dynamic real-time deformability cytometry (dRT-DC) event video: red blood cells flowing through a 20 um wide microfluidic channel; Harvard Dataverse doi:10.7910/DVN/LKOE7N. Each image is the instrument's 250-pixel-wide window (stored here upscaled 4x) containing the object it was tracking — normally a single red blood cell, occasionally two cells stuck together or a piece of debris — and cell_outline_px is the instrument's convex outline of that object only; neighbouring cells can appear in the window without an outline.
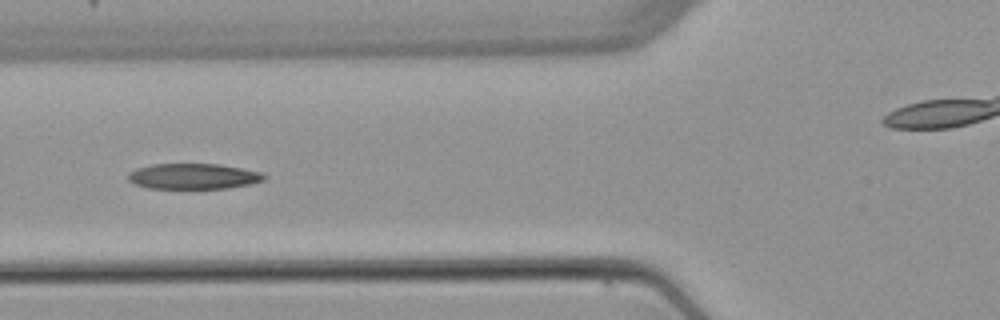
{"species": "common noctule bat (a hibernating species)", "species_latin": "Nyctalus noctula", "temperature_condition": "warm", "stored_images_in_passage": 6, "camera_frame_rate_fps": 3000, "um_per_image_px": 0.085, "animal": {"sex": "female", "body_mass_g": 22.7, "forearm_length_mm": 54.2}, "frame": {"image": 1, "passage_image": 4, "time_ms": 3.667, "image_size_px": [1000, 320], "cell_outline_px": [[268, 176], [264, 180], [252, 184], [228, 188], [148, 188], [136, 184], [128, 180], [128, 172], [136, 168], [152, 164], [220, 164], [260, 172]], "centroid_in_image_um": [16.44, 14.98], "position_along_channel_um": 109.4, "area_um2": 20.29}}
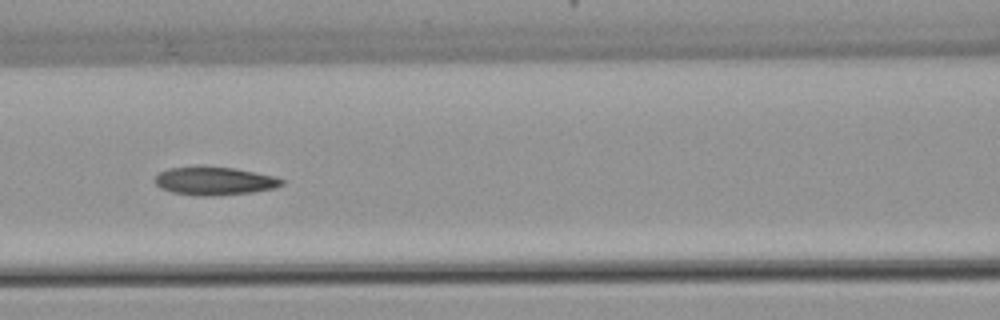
{"frame": {"image": 2, "passage_image": 5, "time_ms": 4.667, "image_size_px": [1000, 320], "cell_outline_px": [[284, 184], [276, 188], [252, 192], [208, 196], [196, 196], [172, 192], [160, 188], [156, 184], [156, 176], [160, 172], [168, 168], [236, 168], [276, 176], [284, 180]], "centroid_in_image_um": [18.29, 15.41], "position_along_channel_um": 148.3, "area_um2": 20.46}}
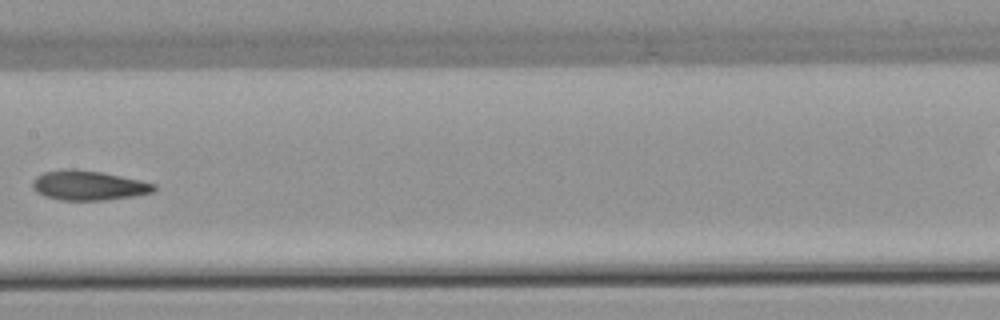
{"frame": {"image": 3, "passage_image": 6, "time_ms": 6.0, "image_size_px": [1000, 320], "cell_outline_px": [[156, 188], [152, 192], [132, 196], [104, 200], [60, 200], [44, 196], [36, 192], [32, 188], [32, 180], [36, 176], [44, 172], [68, 168], [72, 168], [100, 172], [140, 180], [156, 184]], "centroid_in_image_um": [7.47, 15.76], "position_along_channel_um": 199.9, "area_um2": 20.92}}